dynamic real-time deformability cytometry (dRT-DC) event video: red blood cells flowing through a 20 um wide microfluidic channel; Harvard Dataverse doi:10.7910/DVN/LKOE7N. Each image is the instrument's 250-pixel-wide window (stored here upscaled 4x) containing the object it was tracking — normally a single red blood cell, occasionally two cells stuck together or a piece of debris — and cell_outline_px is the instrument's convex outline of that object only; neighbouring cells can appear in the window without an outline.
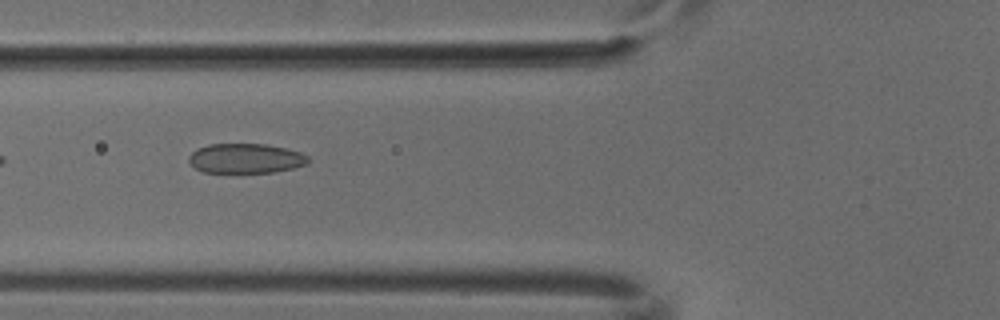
{"species": "common noctule bat (a hibernating species)", "species_latin": "Nyctalus noctula", "temperature_condition": "cold", "stored_images_in_passage": 7, "camera_frame_rate_fps": 3000, "um_per_image_px": 0.085, "animal": {"sex": "male", "body_mass_g": 18.8}, "frame": {"image": 1, "passage_image": 5, "time_ms": 1.333, "image_size_px": [1000, 320], "cell_outline_px": [[308, 160], [304, 164], [292, 168], [272, 172], [204, 172], [196, 168], [188, 160], [188, 156], [196, 148], [208, 144], [264, 144], [284, 148], [300, 152], [308, 156]], "centroid_in_image_um": [20.83, 13.45], "position_along_channel_um": 105.0, "area_um2": 20.4}}
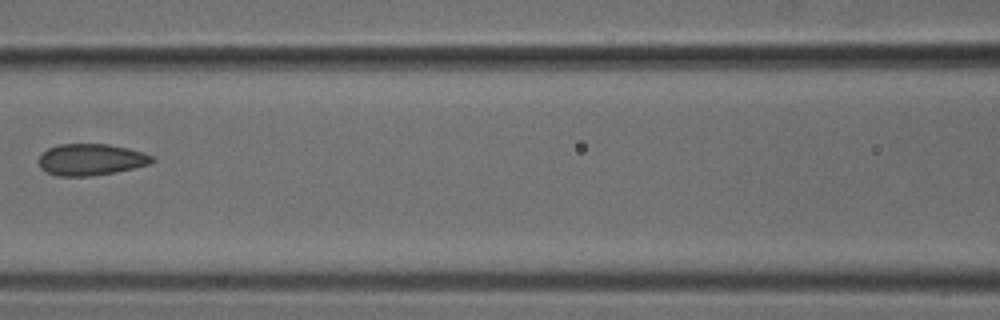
{"frame": {"image": 2, "passage_image": 6, "time_ms": 1.667, "image_size_px": [1000, 320], "cell_outline_px": [[156, 160], [148, 164], [132, 168], [92, 176], [56, 176], [40, 168], [40, 156], [48, 148], [60, 144], [108, 144], [128, 148], [144, 152], [152, 156]], "centroid_in_image_um": [7.73, 13.56], "position_along_channel_um": 158.9, "area_um2": 20.63}}
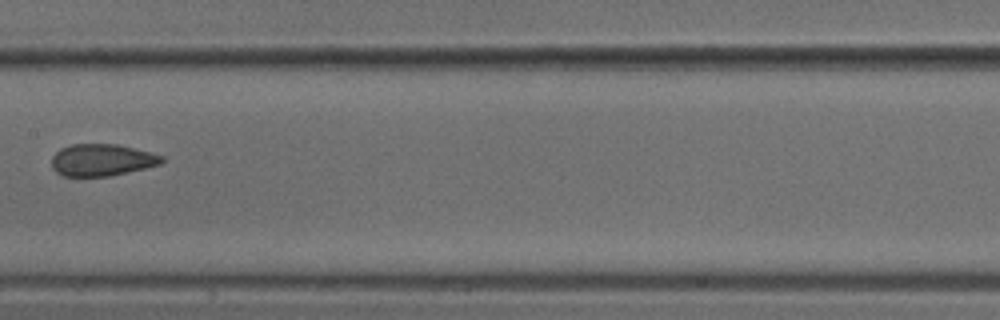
{"frame": {"image": 3, "passage_image": 7, "time_ms": 2.0, "image_size_px": [1000, 320], "cell_outline_px": [[164, 160], [160, 164], [144, 168], [108, 176], [64, 176], [56, 172], [52, 168], [52, 156], [60, 148], [72, 144], [116, 144], [164, 156]], "centroid_in_image_um": [8.62, 13.6], "position_along_channel_um": 198.8, "area_um2": 20.29}}